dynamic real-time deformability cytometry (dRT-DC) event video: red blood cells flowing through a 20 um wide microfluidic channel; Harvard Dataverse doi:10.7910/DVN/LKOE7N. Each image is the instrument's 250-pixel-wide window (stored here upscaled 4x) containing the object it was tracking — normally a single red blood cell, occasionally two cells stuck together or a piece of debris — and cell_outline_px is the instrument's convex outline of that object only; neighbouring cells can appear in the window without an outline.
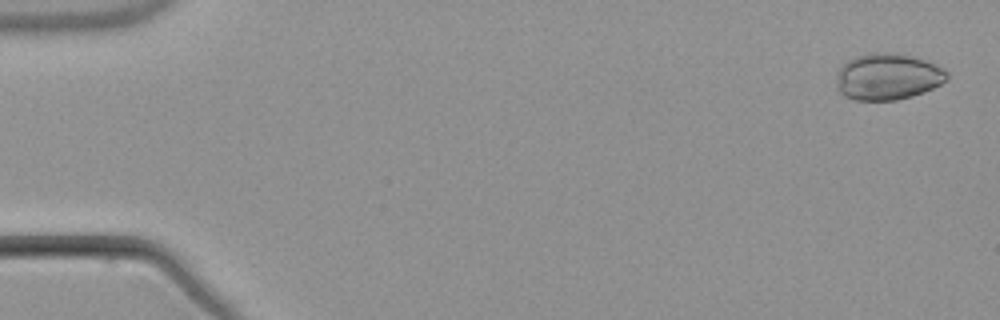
{"species": "common noctule bat (a hibernating species)", "species_latin": "Nyctalus noctula", "temperature_condition": "warm", "stored_images_in_passage": 5, "camera_frame_rate_fps": 3000, "um_per_image_px": 0.085, "animal": {"sex": "male", "body_mass_g": 21.5, "forearm_length_mm": 52.0}, "frame": {"image": 1, "passage_image": 1, "time_ms": 0.0, "image_size_px": [1000, 320], "cell_outline_px": [[948, 80], [924, 92], [912, 96], [896, 100], [856, 100], [844, 96], [836, 88], [836, 84], [840, 68], [848, 60], [856, 56], [868, 52], [888, 52], [912, 56], [924, 60], [948, 72]], "centroid_in_image_um": [75.44, 6.52], "position_along_channel_um": 9.6, "area_um2": 29.82}}
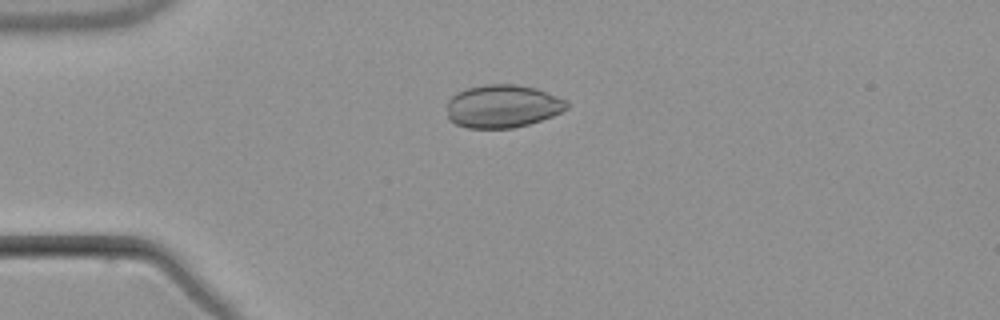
{"frame": {"image": 2, "passage_image": 4, "time_ms": 4.0, "image_size_px": [1000, 320], "cell_outline_px": [[568, 108], [552, 116], [528, 124], [512, 128], [468, 128], [456, 124], [448, 120], [448, 100], [456, 92], [468, 88], [488, 84], [516, 84], [536, 88], [568, 100]], "centroid_in_image_um": [42.72, 9.03], "position_along_channel_um": 42.3, "area_um2": 30.06}}